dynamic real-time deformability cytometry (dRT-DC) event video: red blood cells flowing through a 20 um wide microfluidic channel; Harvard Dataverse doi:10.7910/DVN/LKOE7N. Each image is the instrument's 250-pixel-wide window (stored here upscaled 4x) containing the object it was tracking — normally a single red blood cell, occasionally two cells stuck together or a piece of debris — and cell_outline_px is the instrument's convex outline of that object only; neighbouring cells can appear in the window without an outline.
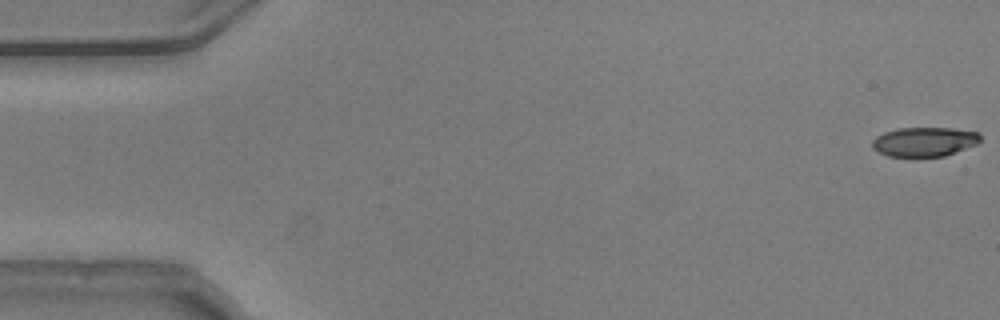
{"species": "common noctule bat (a hibernating species)", "species_latin": "Nyctalus noctula", "temperature_condition": "warm", "stored_images_in_passage": 54, "camera_frame_rate_fps": 3000, "um_per_image_px": 0.085, "animal": {"sex": "male", "body_mass_g": 20.5, "forearm_length_mm": 52.5}, "frame": {"image": 1, "passage_image": 1, "time_ms": 0.0, "image_size_px": [1000, 320], "cell_outline_px": [[980, 140], [976, 144], [944, 156], [916, 160], [888, 156], [872, 148], [872, 140], [876, 136], [884, 132], [896, 128], [952, 128], [980, 132]], "centroid_in_image_um": [78.53, 12.09], "position_along_channel_um": 6.5, "area_um2": 19.19}}
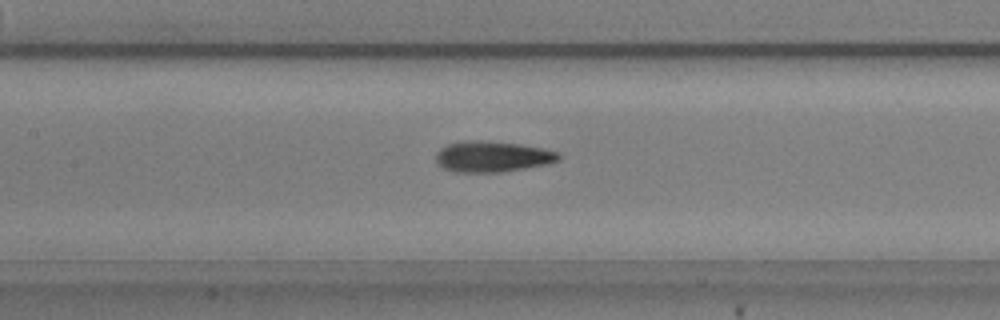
{"frame": {"image": 2, "passage_image": 25, "time_ms": 8.0, "image_size_px": [1000, 320], "cell_outline_px": [[560, 160], [548, 164], [504, 172], [456, 172], [440, 168], [436, 164], [436, 152], [440, 148], [448, 144], [460, 140], [480, 140], [520, 144], [544, 148], [560, 152]], "centroid_in_image_um": [41.83, 13.31], "position_along_channel_um": 165.6, "area_um2": 22.54}}
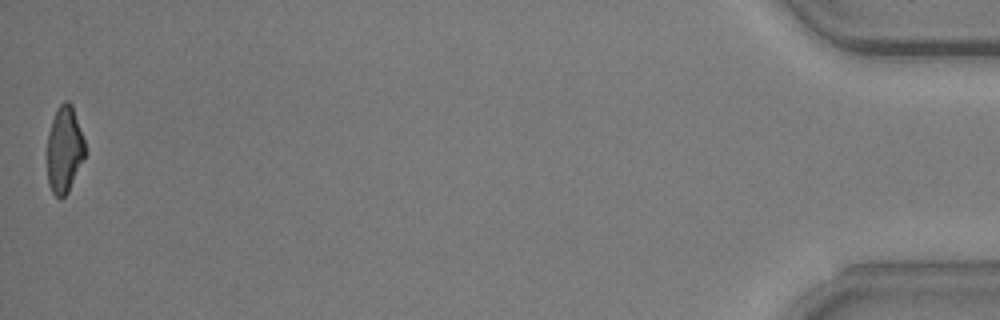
{"frame": {"image": 3, "passage_image": 54, "time_ms": 17.667, "image_size_px": [1000, 320], "cell_outline_px": [[88, 152], [68, 192], [60, 200], [52, 192], [48, 184], [48, 132], [52, 120], [60, 104], [64, 100], [68, 100], [72, 104]], "centroid_in_image_um": [5.5, 12.73], "position_along_channel_um": 429.7, "area_um2": 19.25}, "authors_computed_cell_mechanics": {"area_um2": 20.6346, "velocity_mm_per_s": 3.755, "shape_relaxation_time_tau1_ms": 3.5803, "shape_relaxation_time_tau2_ms": 2.38, "deformation_change_tau1": 0.1723, "deformation_change_tau2": 0.1149}}